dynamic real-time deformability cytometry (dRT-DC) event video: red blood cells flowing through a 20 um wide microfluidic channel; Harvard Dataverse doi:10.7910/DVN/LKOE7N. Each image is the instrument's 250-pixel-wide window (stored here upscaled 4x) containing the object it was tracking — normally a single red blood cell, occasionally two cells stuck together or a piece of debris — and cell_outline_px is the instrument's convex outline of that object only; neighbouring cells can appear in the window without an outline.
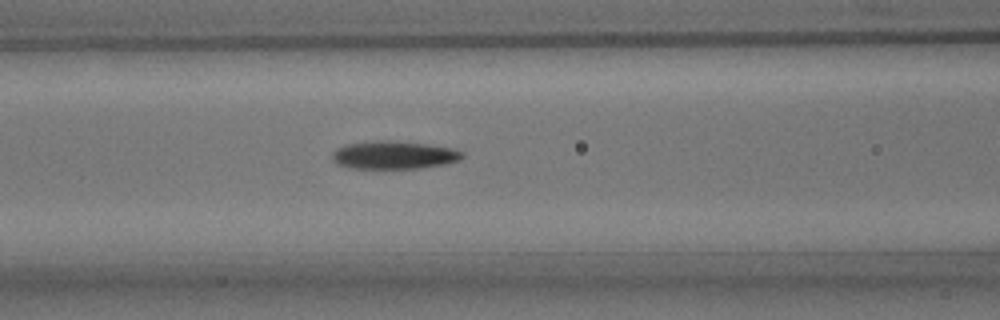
{"species": "common noctule bat (a hibernating species)", "species_latin": "Nyctalus noctula", "temperature_condition": "room temperature", "stored_images_in_passage": 42, "camera_frame_rate_fps": 3000, "um_per_image_px": 0.085, "animal": {"sex": "male", "body_mass_g": 15.6}, "frame": {"image": 1, "passage_image": 21, "time_ms": 6.667, "image_size_px": [1000, 320], "cell_outline_px": [[464, 156], [460, 160], [444, 164], [420, 168], [348, 168], [336, 164], [332, 160], [332, 152], [336, 148], [344, 144], [376, 140], [396, 140], [452, 148], [464, 152]], "centroid_in_image_um": [33.44, 13.17], "position_along_channel_um": 133.2, "area_um2": 21.44}}
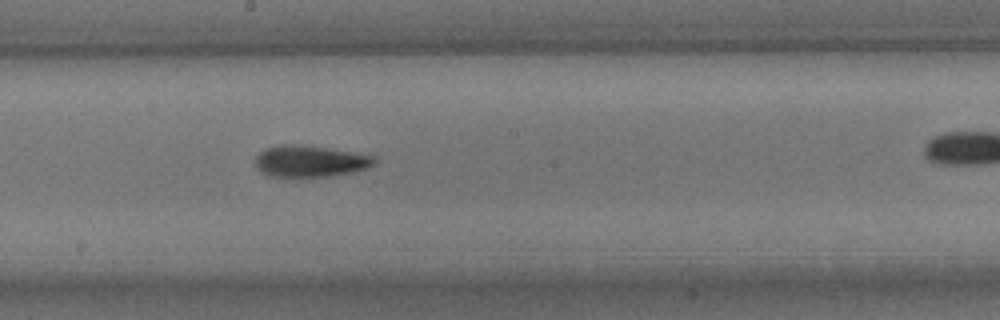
{"frame": {"image": 2, "passage_image": 28, "time_ms": 9.0, "image_size_px": [1000, 320], "cell_outline_px": [[376, 164], [356, 172], [332, 176], [272, 176], [260, 172], [256, 168], [256, 156], [264, 148], [288, 144], [304, 144], [376, 156]], "centroid_in_image_um": [26.39, 13.7], "position_along_channel_um": 221.8, "area_um2": 21.96}}
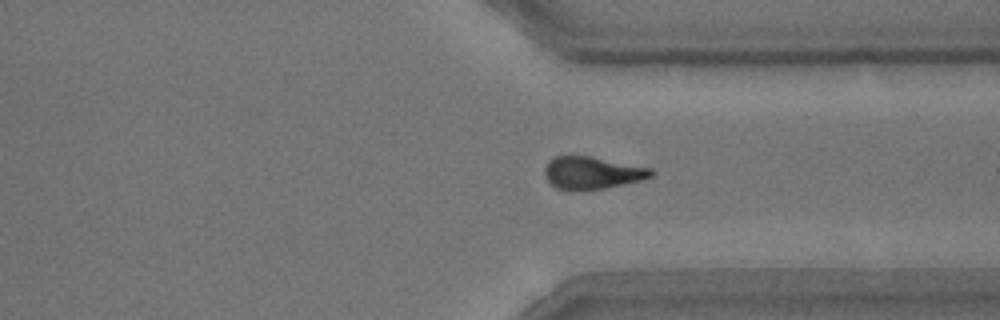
{"frame": {"image": 3, "passage_image": 39, "time_ms": 12.667, "image_size_px": [1000, 320], "cell_outline_px": [[656, 172], [652, 176], [640, 180], [624, 184], [604, 188], [576, 192], [572, 192], [556, 188], [544, 176], [544, 168], [548, 160], [556, 156], [592, 156], [652, 168]], "centroid_in_image_um": [50.31, 14.7], "position_along_channel_um": 361.1, "area_um2": 20.52}}